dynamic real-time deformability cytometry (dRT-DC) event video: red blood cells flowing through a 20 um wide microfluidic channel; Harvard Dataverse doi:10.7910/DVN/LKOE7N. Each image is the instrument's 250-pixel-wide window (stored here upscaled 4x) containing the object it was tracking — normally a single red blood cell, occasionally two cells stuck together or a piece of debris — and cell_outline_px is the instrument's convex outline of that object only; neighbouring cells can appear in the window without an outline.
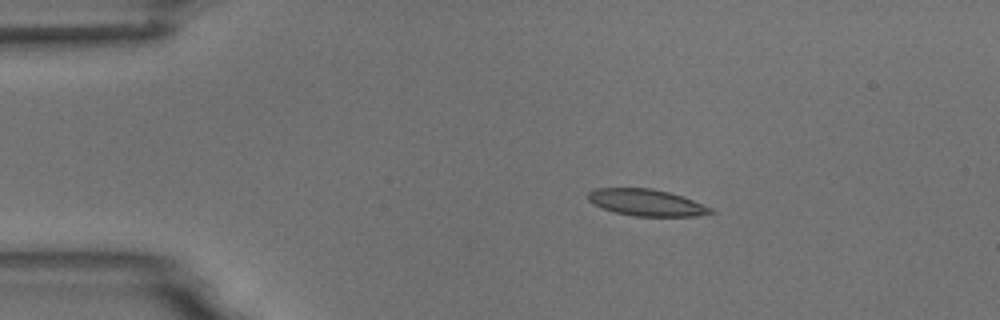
{"species": "common noctule bat (a hibernating species)", "species_latin": "Nyctalus noctula", "temperature_condition": "room temperature", "stored_images_in_passage": 45, "camera_frame_rate_fps": 3000, "um_per_image_px": 0.085, "animal": {"sex": "male", "body_mass_g": 18.8}, "frame": {"image": 1, "passage_image": 1, "time_ms": 0.0, "image_size_px": [1000, 320], "cell_outline_px": [[716, 212], [696, 216], [636, 216], [616, 212], [592, 204], [588, 200], [588, 192], [596, 188], [652, 188], [668, 192], [692, 200], [712, 208]], "centroid_in_image_um": [54.93, 17.21], "position_along_channel_um": 30.1, "area_um2": 18.84}}
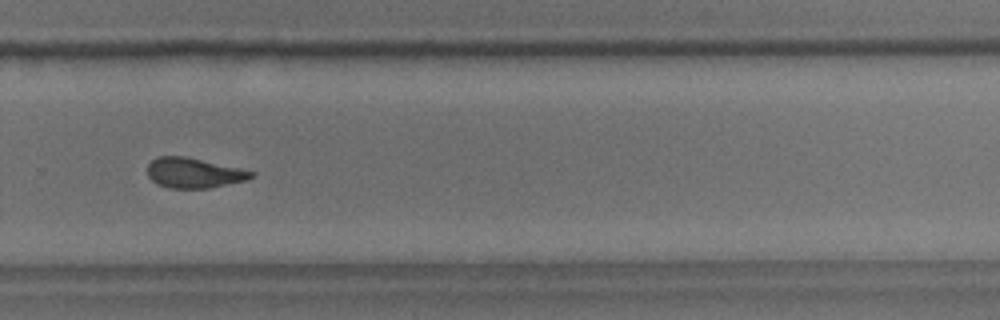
{"frame": {"image": 2, "passage_image": 28, "time_ms": 9.0, "image_size_px": [1000, 320], "cell_outline_px": [[256, 176], [248, 180], [208, 188], [168, 188], [156, 184], [148, 176], [148, 164], [156, 156], [184, 156], [240, 168], [256, 172]], "centroid_in_image_um": [16.49, 14.7], "position_along_channel_um": 313.3, "area_um2": 18.32}}
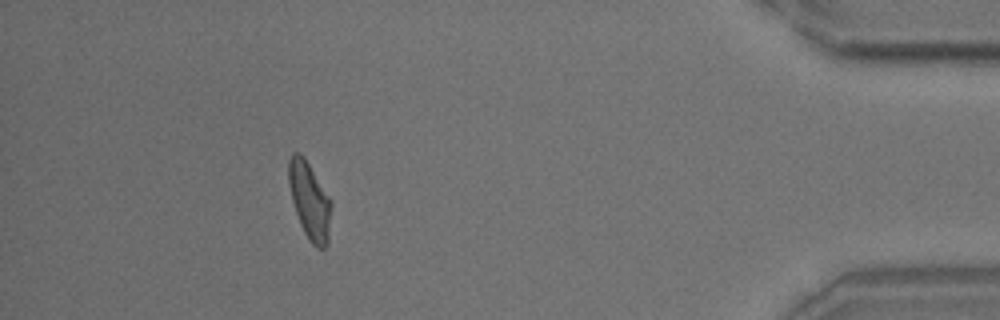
{"frame": {"image": 3, "passage_image": 40, "time_ms": 13.0, "image_size_px": [1000, 320], "cell_outline_px": [[332, 204], [328, 244], [324, 248], [316, 248], [308, 240], [300, 224], [292, 200], [288, 184], [288, 160], [292, 152], [300, 152], [304, 156], [332, 200]], "centroid_in_image_um": [26.32, 17.04], "position_along_channel_um": 408.9, "area_um2": 19.48}, "authors_computed_cell_mechanics": {"area_um2": 19.074, "velocity_mm_per_s": 3.7327, "shape_relaxation_time_tau1_ms": 9.9606, "shape_relaxation_time_tau2_ms": 3.7551, "deformation_change_tau1": 0.2555, "deformation_change_tau2": 0.1128}}